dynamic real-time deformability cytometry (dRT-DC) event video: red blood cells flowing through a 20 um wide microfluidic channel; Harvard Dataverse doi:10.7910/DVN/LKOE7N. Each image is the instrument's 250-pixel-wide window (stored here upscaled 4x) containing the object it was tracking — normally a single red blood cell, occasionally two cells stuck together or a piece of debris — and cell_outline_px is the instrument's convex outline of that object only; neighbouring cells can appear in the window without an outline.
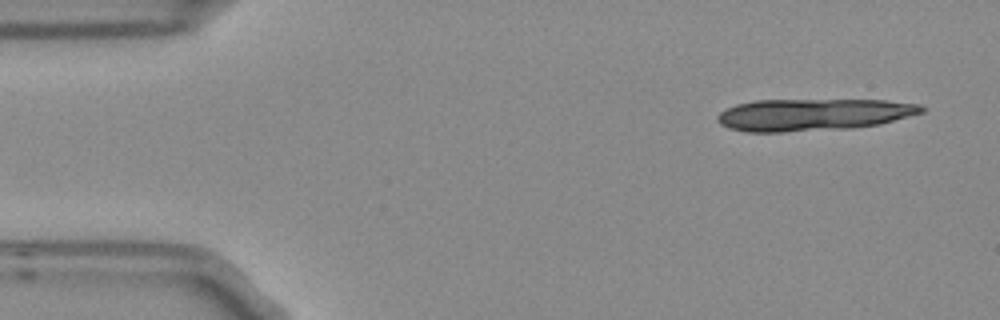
{"species": "Egyptian fruit bat (a non-hibernating species)", "species_latin": "Rousettus aegyptiacus", "temperature_condition": "room temperature", "stored_images_in_passage": 7, "segment_of_instrument_passage": [1, 2], "camera_frame_rate_fps": 3000, "um_per_image_px": 0.085, "frame": {"image": 1, "passage_image": 1, "time_ms": 0.0, "image_size_px": [1000, 320], "cell_outline_px": [[928, 108], [924, 112], [880, 124], [852, 128], [784, 132], [748, 132], [728, 128], [720, 124], [716, 120], [716, 116], [720, 112], [736, 104], [756, 100], [884, 100], [920, 104]], "centroid_in_image_um": [69.12, 9.74], "position_along_channel_um": 15.9, "area_um2": 38.32}}